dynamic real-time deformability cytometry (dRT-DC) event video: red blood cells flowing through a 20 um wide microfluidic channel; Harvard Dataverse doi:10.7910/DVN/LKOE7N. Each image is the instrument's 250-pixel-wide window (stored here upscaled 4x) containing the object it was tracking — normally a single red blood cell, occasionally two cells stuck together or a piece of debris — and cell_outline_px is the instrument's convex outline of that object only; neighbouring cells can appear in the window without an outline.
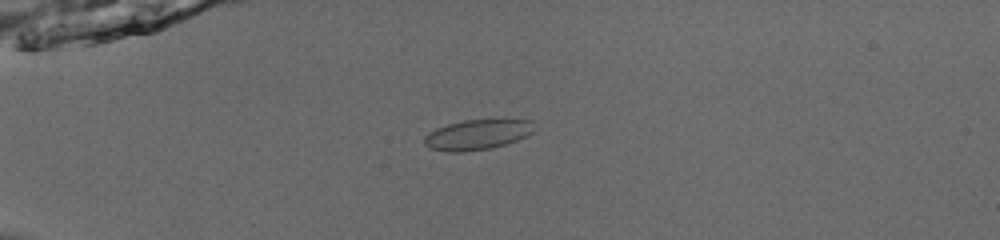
{"species": "common noctule bat (a hibernating species)", "species_latin": "Nyctalus noctula", "temperature_condition": "room temperature", "stored_images_in_passage": 54, "camera_frame_rate_fps": 3000, "um_per_image_px": 0.085, "animal": {"sex": "male", "body_mass_g": 13.0, "forearm_length_mm": 53.1}, "frame": {"image": 1, "passage_image": 17, "time_ms": 5.333, "image_size_px": [1000, 240], "cell_outline_px": [[532, 132], [516, 140], [492, 148], [464, 152], [448, 152], [432, 148], [424, 144], [424, 136], [428, 132], [436, 128], [448, 124], [464, 120], [532, 120]], "centroid_in_image_um": [40.51, 11.45], "position_along_channel_um": 44.5, "area_um2": 19.02}}
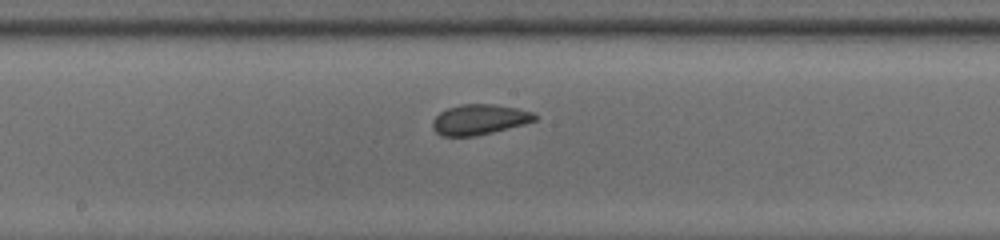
{"frame": {"image": 2, "passage_image": 32, "time_ms": 10.333, "image_size_px": [1000, 240], "cell_outline_px": [[540, 116], [536, 120], [524, 124], [476, 136], [440, 136], [432, 128], [432, 120], [440, 112], [448, 108], [460, 104], [496, 104], [516, 108], [532, 112]], "centroid_in_image_um": [40.74, 10.16], "position_along_channel_um": 207.5, "area_um2": 18.15}}
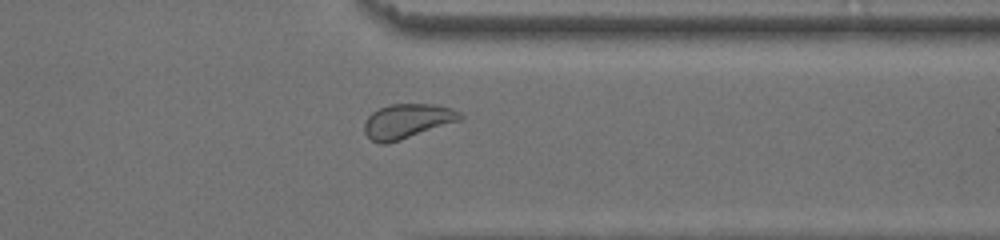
{"frame": {"image": 3, "passage_image": 45, "time_ms": 14.667, "image_size_px": [1000, 240], "cell_outline_px": [[464, 116], [460, 120], [388, 144], [380, 144], [372, 140], [364, 132], [364, 124], [368, 116], [372, 112], [380, 108], [392, 104], [436, 104], [452, 108], [460, 112]], "centroid_in_image_um": [34.61, 10.29], "position_along_channel_um": 376.8, "area_um2": 19.19}}